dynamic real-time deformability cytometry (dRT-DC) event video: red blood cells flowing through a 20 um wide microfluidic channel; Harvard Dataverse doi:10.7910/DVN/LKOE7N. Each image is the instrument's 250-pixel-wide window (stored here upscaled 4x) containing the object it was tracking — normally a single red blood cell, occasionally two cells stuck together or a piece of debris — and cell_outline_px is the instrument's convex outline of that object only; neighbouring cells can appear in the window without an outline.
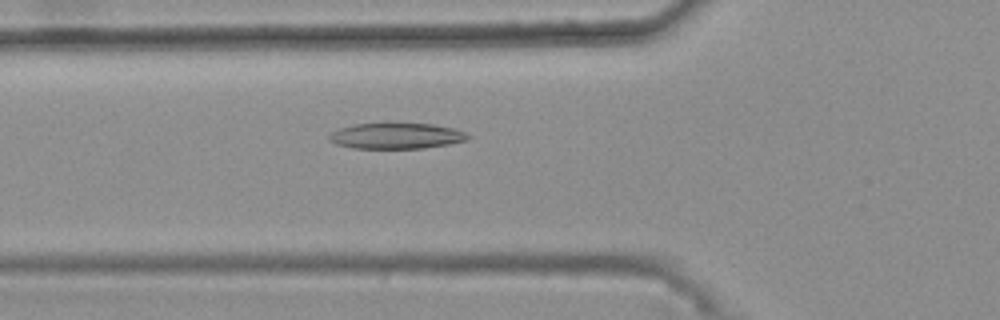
{"species": "common noctule bat (a hibernating species)", "species_latin": "Nyctalus noctula", "temperature_condition": "warm", "stored_images_in_passage": 49, "camera_frame_rate_fps": 3000, "um_per_image_px": 0.085, "animal": {"sex": "female", "body_mass_g": 25.1}, "frame": {"image": 1, "passage_image": 19, "time_ms": 6.0, "image_size_px": [1000, 320], "cell_outline_px": [[472, 136], [468, 140], [448, 144], [424, 148], [352, 148], [336, 144], [328, 140], [328, 136], [332, 132], [340, 128], [352, 124], [384, 120], [388, 120], [432, 124], [452, 128], [464, 132]], "centroid_in_image_um": [33.65, 11.5], "position_along_channel_um": 92.2, "area_um2": 21.91}}
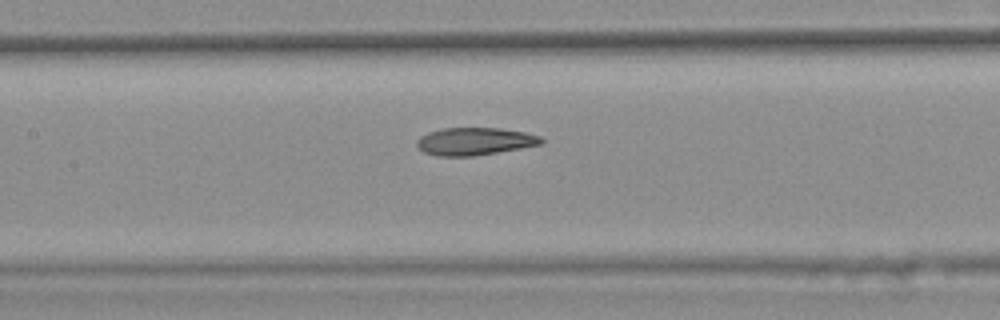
{"frame": {"image": 2, "passage_image": 25, "time_ms": 8.0, "image_size_px": [1000, 320], "cell_outline_px": [[544, 144], [472, 156], [436, 156], [424, 152], [416, 144], [416, 140], [420, 136], [428, 132], [444, 128], [500, 128], [524, 132], [540, 136], [544, 140]], "centroid_in_image_um": [40.35, 12.01], "position_along_channel_um": 167.1, "area_um2": 19.94}}
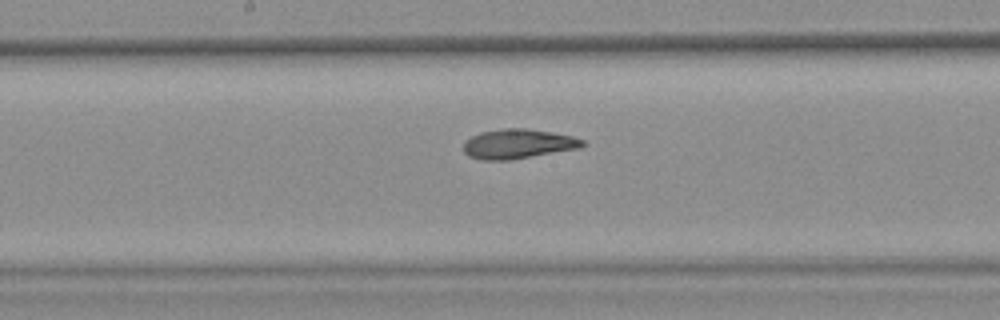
{"frame": {"image": 3, "passage_image": 28, "time_ms": 9.0, "image_size_px": [1000, 320], "cell_outline_px": [[588, 144], [576, 148], [508, 160], [480, 160], [468, 156], [464, 152], [464, 140], [480, 132], [504, 128], [524, 128], [552, 132], [572, 136], [584, 140]], "centroid_in_image_um": [43.99, 12.22], "position_along_channel_um": 204.2, "area_um2": 20.35}, "authors_computed_cell_mechanics": {"area_um2": 20.6346, "velocity_mm_per_s": 3.7303, "shape_relaxation_time_tau1_ms": null, "shape_relaxation_time_tau2_ms": 3.3981, "deformation_change_tau1": null, "deformation_change_tau2": 0.102}}